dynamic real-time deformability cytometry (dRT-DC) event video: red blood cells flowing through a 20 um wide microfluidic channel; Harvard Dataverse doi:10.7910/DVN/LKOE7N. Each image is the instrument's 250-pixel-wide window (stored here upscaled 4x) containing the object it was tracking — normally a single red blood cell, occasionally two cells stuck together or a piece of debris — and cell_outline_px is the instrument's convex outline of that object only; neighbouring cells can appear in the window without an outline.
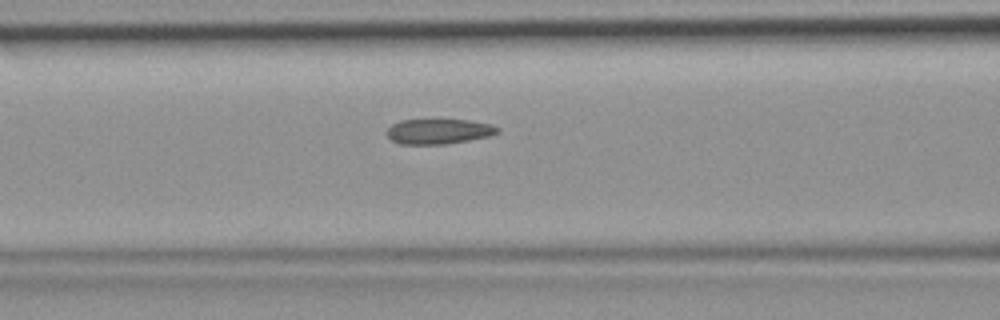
{"species": "common noctule bat (a hibernating species)", "species_latin": "Nyctalus noctula", "temperature_condition": "room temperature", "stored_images_in_passage": 40, "camera_frame_rate_fps": 3000, "um_per_image_px": 0.085, "animal": {"sex": "female", "body_mass_g": 19.9}, "frame": {"image": 1, "passage_image": 19, "time_ms": 6.0, "image_size_px": [1000, 320], "cell_outline_px": [[500, 132], [488, 136], [448, 144], [400, 144], [392, 140], [388, 136], [388, 128], [392, 124], [400, 120], [468, 120], [492, 124], [500, 128]], "centroid_in_image_um": [37.31, 11.17], "position_along_channel_um": 129.3, "area_um2": 16.13}}
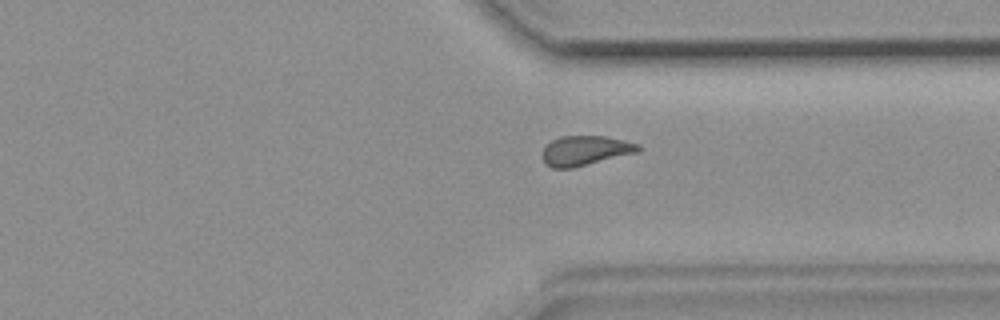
{"frame": {"image": 2, "passage_image": 35, "time_ms": 11.333, "image_size_px": [1000, 320], "cell_outline_px": [[640, 152], [572, 168], [552, 168], [544, 164], [540, 152], [544, 144], [560, 136], [604, 136], [624, 140], [640, 144]], "centroid_in_image_um": [49.7, 12.8], "position_along_channel_um": 361.7, "area_um2": 16.99}}
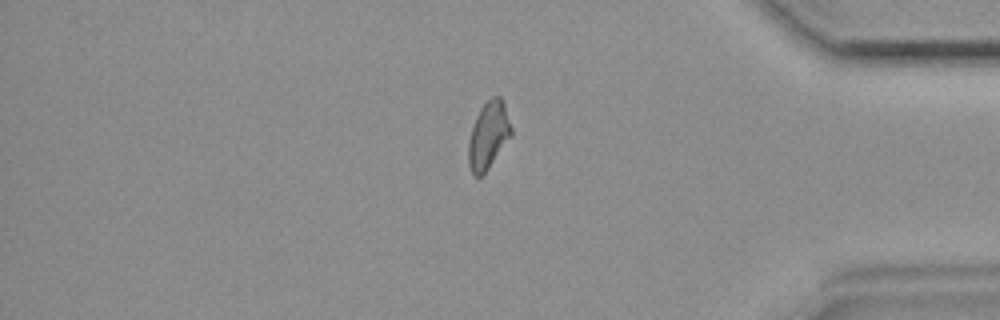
{"frame": {"image": 3, "passage_image": 39, "time_ms": 12.667, "image_size_px": [1000, 320], "cell_outline_px": [[512, 136], [488, 168], [480, 176], [476, 176], [472, 172], [468, 164], [468, 144], [472, 128], [476, 116], [480, 108], [492, 96], [500, 96], [504, 104], [512, 128]], "centroid_in_image_um": [41.52, 11.49], "position_along_channel_um": 393.7, "area_um2": 16.59}}